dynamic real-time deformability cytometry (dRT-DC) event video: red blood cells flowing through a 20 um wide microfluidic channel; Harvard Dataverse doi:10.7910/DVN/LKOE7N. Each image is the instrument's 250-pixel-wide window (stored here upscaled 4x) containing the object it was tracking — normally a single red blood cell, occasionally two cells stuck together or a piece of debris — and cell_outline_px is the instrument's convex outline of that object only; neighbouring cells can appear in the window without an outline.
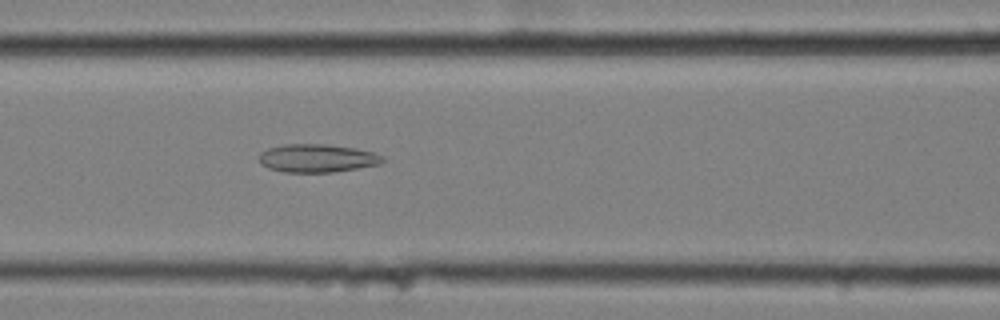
{"species": "common noctule bat (a hibernating species)", "species_latin": "Nyctalus noctula", "temperature_condition": "cold", "stored_images_in_passage": 58, "camera_frame_rate_fps": 3000, "um_per_image_px": 0.085, "animal": {"sex": "female", "body_mass_g": 25.1}, "frame": {"image": 1, "passage_image": 25, "time_ms": 8.0, "image_size_px": [1000, 320], "cell_outline_px": [[384, 160], [380, 164], [332, 172], [284, 172], [268, 168], [260, 164], [260, 152], [268, 148], [284, 144], [324, 144], [356, 148], [372, 152], [384, 156]], "centroid_in_image_um": [26.94, 13.44], "position_along_channel_um": 139.7, "area_um2": 20.23}}
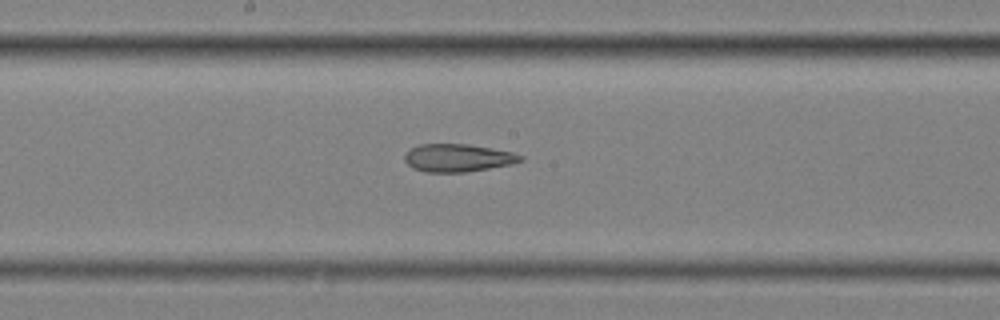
{"frame": {"image": 2, "passage_image": 31, "time_ms": 10.0, "image_size_px": [1000, 320], "cell_outline_px": [[524, 160], [512, 164], [464, 172], [424, 172], [412, 168], [404, 160], [404, 156], [412, 148], [420, 144], [468, 144], [492, 148], [512, 152], [524, 156]], "centroid_in_image_um": [38.93, 13.42], "position_along_channel_um": 209.3, "area_um2": 18.73}}
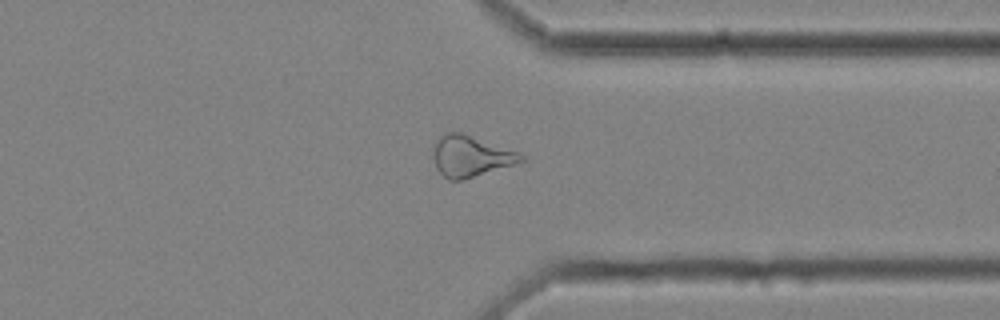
{"frame": {"image": 3, "passage_image": 45, "time_ms": 14.667, "image_size_px": [1000, 320], "cell_outline_px": [[528, 160], [464, 180], [448, 180], [436, 168], [432, 156], [432, 152], [436, 140], [444, 132], [460, 132], [516, 152], [524, 156]], "centroid_in_image_um": [39.96, 13.29], "position_along_channel_um": 371.4, "area_um2": 20.92}, "authors_computed_cell_mechanics": {"area_um2": 23.0911, "velocity_mm_per_s": 3.4894, "shape_relaxation_time_tau1_ms": null, "shape_relaxation_time_tau2_ms": 4.3474, "deformation_change_tau1": null, "deformation_change_tau2": 0.1509}}